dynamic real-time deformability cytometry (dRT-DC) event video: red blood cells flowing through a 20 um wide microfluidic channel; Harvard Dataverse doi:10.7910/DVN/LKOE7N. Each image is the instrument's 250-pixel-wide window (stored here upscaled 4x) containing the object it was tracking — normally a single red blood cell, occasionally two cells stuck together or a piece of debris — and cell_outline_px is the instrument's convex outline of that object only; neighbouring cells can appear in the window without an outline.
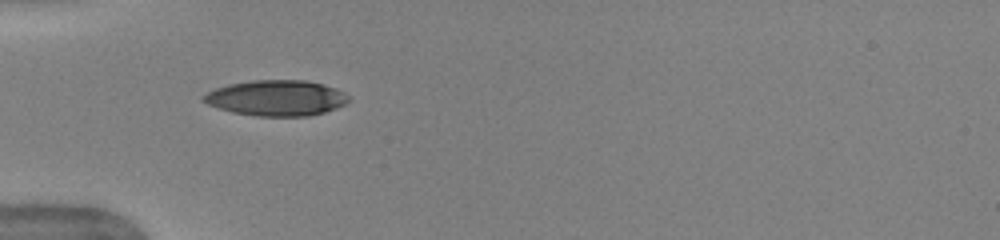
{"species": "human", "species_latin": "Homo sapiens", "temperature_condition": "warm", "stored_images_in_passage": 42, "camera_frame_rate_fps": 3000, "um_per_image_px": 0.085, "donor": {"sex": "female"}, "frame": {"image": 1, "passage_image": 7, "time_ms": 2.0, "image_size_px": [1000, 240], "cell_outline_px": [[352, 100], [336, 108], [324, 112], [308, 116], [256, 116], [232, 112], [208, 104], [200, 100], [200, 96], [216, 88], [228, 84], [252, 80], [308, 80], [324, 84], [336, 88], [344, 92]], "centroid_in_image_um": [23.5, 8.32], "position_along_channel_um": 61.5, "area_um2": 30.35}, "authors_computed_cell_mechanics": {"area_um2": 30.4606, "velocity_mm_per_s": 3.9594, "shape_relaxation_time_tau1_ms": 3.8242, "shape_relaxation_time_tau2_ms": 0.7469, "deformation_change_tau1": 0.2082, "deformation_change_tau2": 0.0565}}